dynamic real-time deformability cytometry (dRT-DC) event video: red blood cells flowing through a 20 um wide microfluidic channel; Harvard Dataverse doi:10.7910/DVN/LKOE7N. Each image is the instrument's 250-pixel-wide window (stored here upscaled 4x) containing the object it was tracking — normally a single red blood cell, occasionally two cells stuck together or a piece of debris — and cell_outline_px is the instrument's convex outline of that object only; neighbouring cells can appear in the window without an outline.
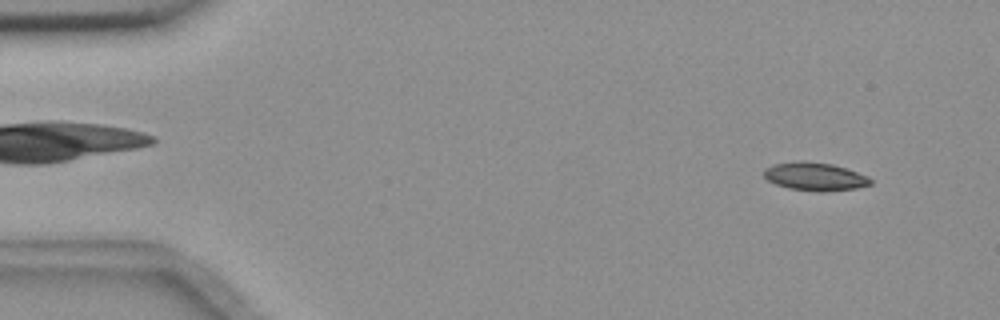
{"species": "common noctule bat (a hibernating species)", "species_latin": "Nyctalus noctula", "temperature_condition": "room temperature", "stored_images_in_passage": 55, "camera_frame_rate_fps": 3000, "um_per_image_px": 0.085, "animal": {"sex": "female", "body_mass_g": 18.4}, "frame": {"image": 1, "passage_image": 4, "time_ms": 1.0, "image_size_px": [1000, 320], "cell_outline_px": [[872, 184], [856, 188], [788, 188], [776, 184], [768, 180], [764, 176], [764, 168], [772, 164], [800, 160], [804, 160], [832, 164], [868, 176], [872, 180]], "centroid_in_image_um": [69.21, 14.93], "position_along_channel_um": 15.8, "area_um2": 16.53}}
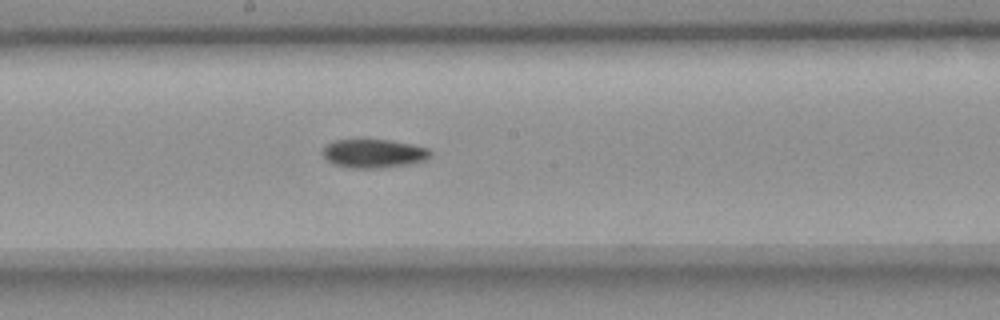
{"frame": {"image": 2, "passage_image": 29, "time_ms": 9.333, "image_size_px": [1000, 320], "cell_outline_px": [[432, 152], [428, 160], [408, 164], [380, 168], [352, 168], [332, 164], [320, 152], [324, 144], [332, 140], [388, 140], [412, 144], [428, 148]], "centroid_in_image_um": [31.73, 13.04], "position_along_channel_um": 216.5, "area_um2": 18.21}}
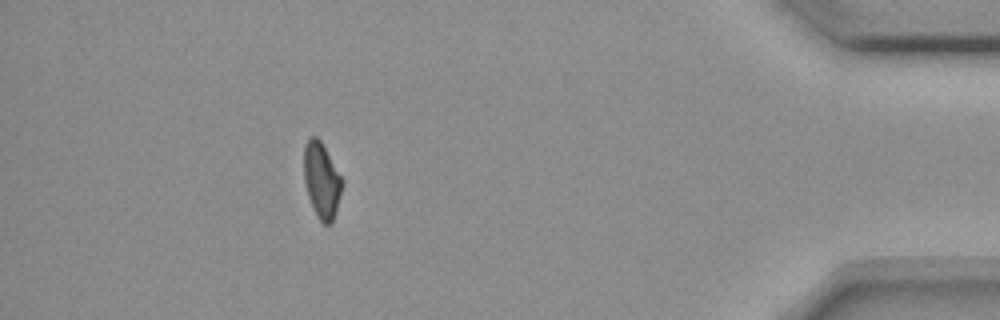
{"frame": {"image": 3, "passage_image": 49, "time_ms": 16.0, "image_size_px": [1000, 320], "cell_outline_px": [[340, 192], [332, 224], [324, 224], [316, 216], [308, 196], [304, 180], [304, 144], [308, 136], [316, 136], [320, 140], [340, 176]], "centroid_in_image_um": [27.28, 15.31], "position_along_channel_um": 407.9, "area_um2": 16.3}}